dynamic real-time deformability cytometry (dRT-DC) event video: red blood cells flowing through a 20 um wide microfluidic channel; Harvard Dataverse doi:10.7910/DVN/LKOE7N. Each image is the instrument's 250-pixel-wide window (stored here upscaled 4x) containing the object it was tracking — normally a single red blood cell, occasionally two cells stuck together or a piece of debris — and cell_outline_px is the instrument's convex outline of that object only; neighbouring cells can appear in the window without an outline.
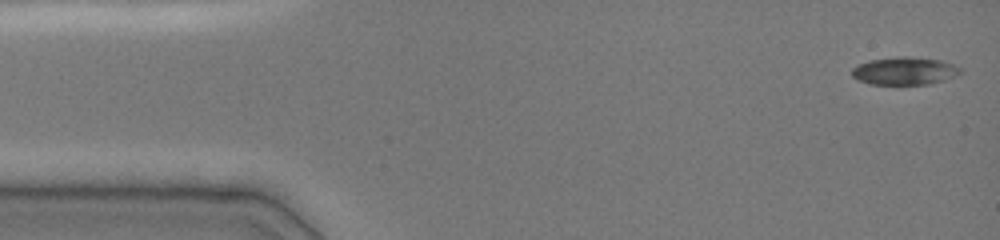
{"species": "common noctule bat (a hibernating species)", "species_latin": "Nyctalus noctula", "temperature_condition": "cold", "stored_images_in_passage": 73, "camera_frame_rate_fps": 3000, "um_per_image_px": 0.085, "animal": {"sex": "female", "body_mass_g": 19.0, "forearm_length_mm": 51.5}, "frame": {"image": 1, "passage_image": 1, "time_ms": 0.0, "image_size_px": [1000, 240], "cell_outline_px": [[964, 68], [960, 72], [944, 80], [928, 84], [872, 84], [860, 80], [852, 76], [852, 68], [868, 60], [896, 56], [904, 56], [940, 60]], "centroid_in_image_um": [76.88, 6.02], "position_along_channel_um": 8.1, "area_um2": 17.34}}
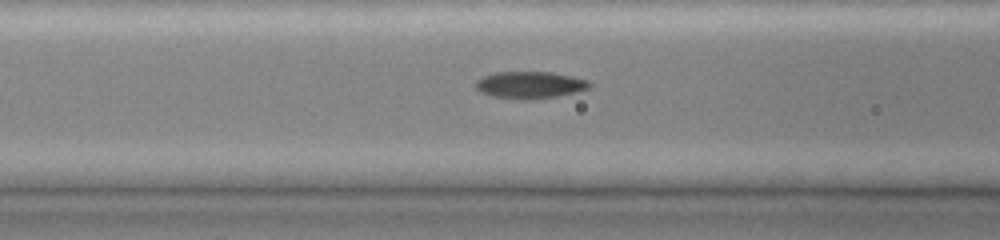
{"frame": {"image": 2, "passage_image": 32, "time_ms": 5.667, "image_size_px": [1000, 240], "cell_outline_px": [[592, 84], [588, 88], [576, 92], [556, 96], [528, 100], [524, 100], [492, 96], [480, 92], [476, 88], [476, 80], [484, 76], [496, 72], [552, 72], [572, 76], [588, 80]], "centroid_in_image_um": [45.04, 7.22], "position_along_channel_um": 121.6, "area_um2": 17.86}}
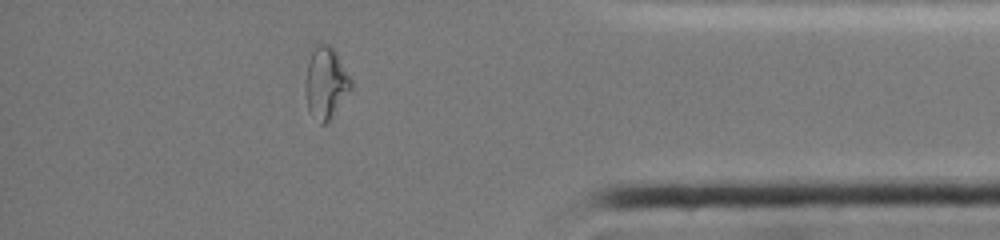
{"frame": {"image": 3, "passage_image": 65, "time_ms": 13.333, "image_size_px": [1000, 240], "cell_outline_px": [[352, 88], [332, 116], [324, 124], [320, 124], [308, 112], [304, 92], [304, 88], [308, 64], [312, 44], [328, 44], [336, 52], [352, 80]], "centroid_in_image_um": [27.66, 7.04], "position_along_channel_um": 407.5, "area_um2": 19.19}, "authors_computed_cell_mechanics": {"area_um2": 17.6868, "velocity_mm_per_s": 3.9575, "shape_relaxation_time_tau1_ms": null, "shape_relaxation_time_tau2_ms": 2.2555, "deformation_change_tau1": null, "deformation_change_tau2": 0.0817}}